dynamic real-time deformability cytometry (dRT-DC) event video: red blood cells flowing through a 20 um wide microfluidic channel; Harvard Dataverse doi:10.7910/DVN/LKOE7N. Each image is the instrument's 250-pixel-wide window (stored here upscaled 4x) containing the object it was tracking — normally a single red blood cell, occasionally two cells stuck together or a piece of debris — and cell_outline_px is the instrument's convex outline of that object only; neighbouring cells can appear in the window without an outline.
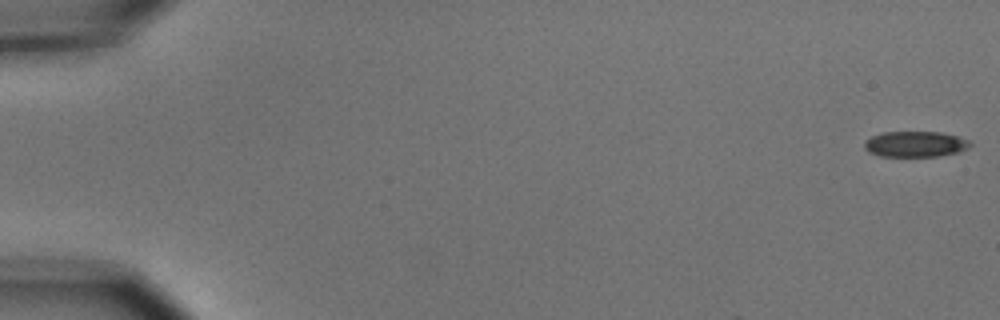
{"species": "common noctule bat (a hibernating species)", "species_latin": "Nyctalus noctula", "temperature_condition": "cold", "stored_images_in_passage": 7, "camera_frame_rate_fps": 3000, "um_per_image_px": 0.085, "animal": {"sex": "male", "body_mass_g": 15.6}, "frame": {"image": 1, "passage_image": 1, "time_ms": 0.0, "image_size_px": [1000, 320], "cell_outline_px": [[972, 144], [968, 148], [960, 152], [940, 156], [880, 156], [868, 152], [864, 148], [864, 140], [872, 136], [884, 132], [940, 132], [956, 136], [968, 140]], "centroid_in_image_um": [77.79, 12.25], "position_along_channel_um": 7.2, "area_um2": 15.9}}